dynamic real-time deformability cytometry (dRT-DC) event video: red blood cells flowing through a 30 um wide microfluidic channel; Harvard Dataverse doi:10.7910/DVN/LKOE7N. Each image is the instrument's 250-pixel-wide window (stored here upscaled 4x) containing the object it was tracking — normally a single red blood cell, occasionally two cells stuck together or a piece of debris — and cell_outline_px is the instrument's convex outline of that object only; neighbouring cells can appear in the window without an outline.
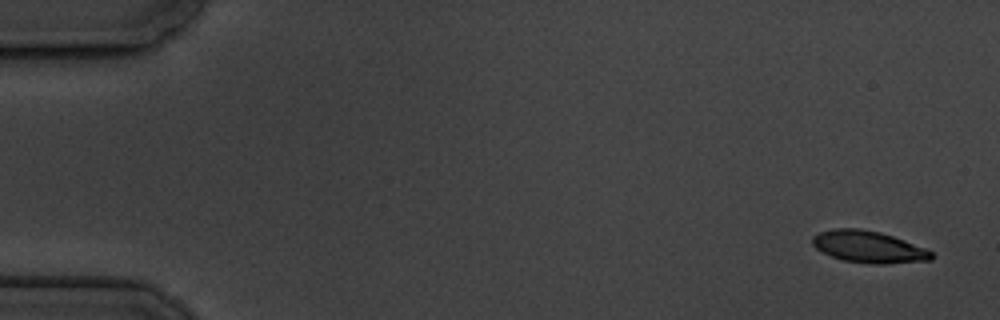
{"species": "common noctule bat (a hibernating species)", "species_latin": "Nyctalus noctula", "temperature_condition": "cold", "stored_images_in_passage": 5, "camera_frame_rate_fps": 3000, "um_per_image_px": 0.085, "animal": {"sex": "male", "body_mass_g": 19.5, "forearm_length_mm": 54.6}, "frame": {"image": 1, "passage_image": 1, "time_ms": 0.0, "image_size_px": [1000, 320], "cell_outline_px": [[932, 260], [884, 264], [876, 264], [844, 260], [832, 256], [816, 248], [812, 244], [812, 236], [820, 232], [836, 228], [860, 228], [880, 232], [904, 240], [924, 248], [932, 252]], "centroid_in_image_um": [73.82, 20.97], "position_along_channel_um": 11.2, "area_um2": 21.79}}